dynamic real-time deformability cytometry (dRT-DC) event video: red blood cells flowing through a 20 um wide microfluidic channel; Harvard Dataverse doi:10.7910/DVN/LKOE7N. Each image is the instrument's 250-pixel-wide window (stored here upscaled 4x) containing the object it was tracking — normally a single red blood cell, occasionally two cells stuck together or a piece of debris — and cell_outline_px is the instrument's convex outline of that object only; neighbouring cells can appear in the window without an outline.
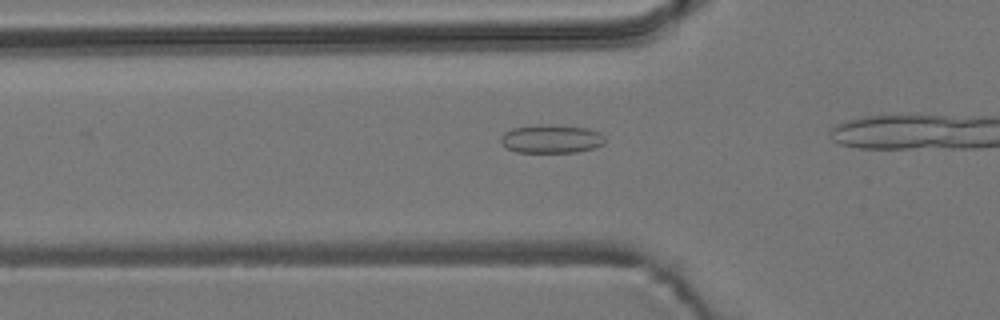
{"species": "common noctule bat (a hibernating species)", "species_latin": "Nyctalus noctula", "temperature_condition": "room temperature", "stored_images_in_passage": 32, "camera_frame_rate_fps": 3000, "um_per_image_px": 0.085, "animal": {"sex": "male", "body_mass_g": 19.2, "forearm_length_mm": 51.8}, "frame": {"image": 1, "passage_image": 8, "time_ms": 2.333, "image_size_px": [1000, 320], "cell_outline_px": [[604, 144], [592, 148], [576, 152], [516, 152], [508, 148], [500, 140], [500, 136], [504, 132], [512, 128], [540, 124], [588, 128], [600, 132], [604, 136]], "centroid_in_image_um": [46.85, 11.8], "position_along_channel_um": 78.9, "area_um2": 17.17}}
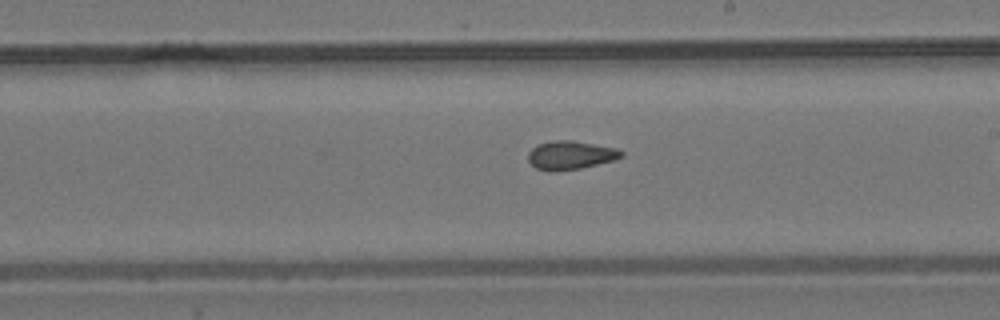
{"frame": {"image": 2, "passage_image": 21, "time_ms": 6.667, "image_size_px": [1000, 320], "cell_outline_px": [[624, 156], [612, 160], [580, 168], [552, 172], [548, 172], [536, 168], [528, 160], [528, 152], [536, 144], [556, 140], [572, 140], [616, 148], [624, 152]], "centroid_in_image_um": [48.46, 13.19], "position_along_channel_um": 240.5, "area_um2": 15.49}}
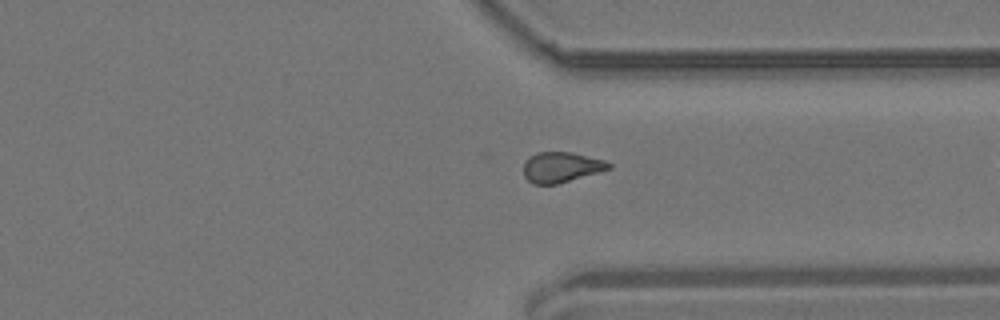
{"frame": {"image": 3, "passage_image": 31, "time_ms": 10.0, "image_size_px": [1000, 320], "cell_outline_px": [[612, 168], [556, 184], [532, 184], [524, 176], [524, 160], [528, 156], [536, 152], [572, 152], [604, 160], [612, 164]], "centroid_in_image_um": [47.67, 14.2], "position_along_channel_um": 363.7, "area_um2": 15.09}}